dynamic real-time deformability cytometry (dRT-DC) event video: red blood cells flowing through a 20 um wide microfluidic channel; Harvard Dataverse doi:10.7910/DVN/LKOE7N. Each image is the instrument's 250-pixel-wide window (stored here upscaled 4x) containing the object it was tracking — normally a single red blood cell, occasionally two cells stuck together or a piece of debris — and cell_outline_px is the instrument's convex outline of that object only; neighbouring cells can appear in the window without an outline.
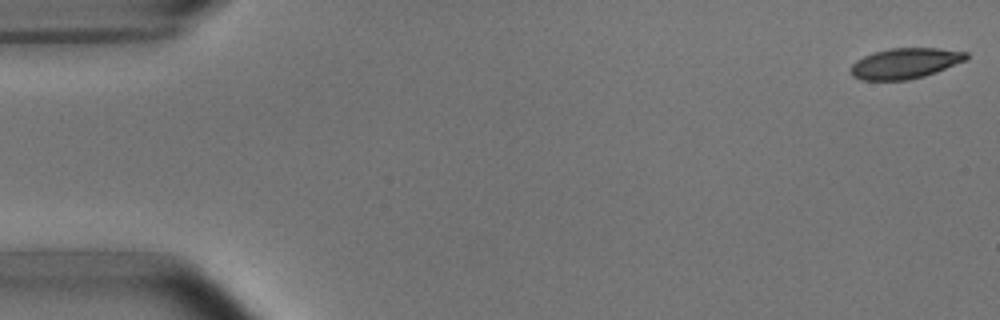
{"species": "common noctule bat (a hibernating species)", "species_latin": "Nyctalus noctula", "temperature_condition": "room temperature", "stored_images_in_passage": 2, "camera_frame_rate_fps": 3000, "um_per_image_px": 0.085, "animal": {"sex": "male", "body_mass_g": 15.6}, "frame": {"image": 1, "passage_image": 2, "time_ms": 1.333, "image_size_px": [1000, 320], "cell_outline_px": [[968, 56], [964, 60], [936, 72], [924, 76], [908, 80], [860, 80], [852, 76], [848, 72], [852, 64], [856, 60], [872, 52], [892, 48], [936, 48], [968, 52]], "centroid_in_image_um": [76.86, 5.39], "position_along_channel_um": 8.1, "area_um2": 20.58}}